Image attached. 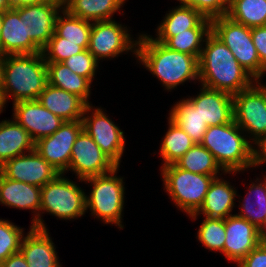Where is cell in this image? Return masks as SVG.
<instances>
[{
    "label": "cell",
    "mask_w": 266,
    "mask_h": 267,
    "mask_svg": "<svg viewBox=\"0 0 266 267\" xmlns=\"http://www.w3.org/2000/svg\"><path fill=\"white\" fill-rule=\"evenodd\" d=\"M236 196L238 197L235 187L231 186L229 181L217 177L211 183L203 205L196 213L189 216L193 220H196L197 216L201 214L204 217L226 219L232 215Z\"/></svg>",
    "instance_id": "obj_23"
},
{
    "label": "cell",
    "mask_w": 266,
    "mask_h": 267,
    "mask_svg": "<svg viewBox=\"0 0 266 267\" xmlns=\"http://www.w3.org/2000/svg\"><path fill=\"white\" fill-rule=\"evenodd\" d=\"M259 180L257 178L256 183L252 182L250 184L248 194H246L245 199L243 198V204L239 207L241 209L240 213L236 214L257 228L262 225L266 216V175H264L263 181ZM252 195L255 197L254 200H251L250 196Z\"/></svg>",
    "instance_id": "obj_34"
},
{
    "label": "cell",
    "mask_w": 266,
    "mask_h": 267,
    "mask_svg": "<svg viewBox=\"0 0 266 267\" xmlns=\"http://www.w3.org/2000/svg\"><path fill=\"white\" fill-rule=\"evenodd\" d=\"M57 15L55 33L59 37L67 39V42L79 43L84 49H88L92 22L69 14L64 8Z\"/></svg>",
    "instance_id": "obj_33"
},
{
    "label": "cell",
    "mask_w": 266,
    "mask_h": 267,
    "mask_svg": "<svg viewBox=\"0 0 266 267\" xmlns=\"http://www.w3.org/2000/svg\"><path fill=\"white\" fill-rule=\"evenodd\" d=\"M197 239L205 249L219 251L224 255L225 219L205 217L198 229Z\"/></svg>",
    "instance_id": "obj_35"
},
{
    "label": "cell",
    "mask_w": 266,
    "mask_h": 267,
    "mask_svg": "<svg viewBox=\"0 0 266 267\" xmlns=\"http://www.w3.org/2000/svg\"><path fill=\"white\" fill-rule=\"evenodd\" d=\"M251 37L257 50L260 64L266 71V26L251 28Z\"/></svg>",
    "instance_id": "obj_41"
},
{
    "label": "cell",
    "mask_w": 266,
    "mask_h": 267,
    "mask_svg": "<svg viewBox=\"0 0 266 267\" xmlns=\"http://www.w3.org/2000/svg\"><path fill=\"white\" fill-rule=\"evenodd\" d=\"M160 170L165 192L175 206L188 215L200 209L211 183L219 176L192 173L175 164L166 165Z\"/></svg>",
    "instance_id": "obj_6"
},
{
    "label": "cell",
    "mask_w": 266,
    "mask_h": 267,
    "mask_svg": "<svg viewBox=\"0 0 266 267\" xmlns=\"http://www.w3.org/2000/svg\"><path fill=\"white\" fill-rule=\"evenodd\" d=\"M37 100L64 121L82 120L85 107L88 105L78 95L49 83L46 84Z\"/></svg>",
    "instance_id": "obj_22"
},
{
    "label": "cell",
    "mask_w": 266,
    "mask_h": 267,
    "mask_svg": "<svg viewBox=\"0 0 266 267\" xmlns=\"http://www.w3.org/2000/svg\"><path fill=\"white\" fill-rule=\"evenodd\" d=\"M236 265L238 267H266V244L257 245Z\"/></svg>",
    "instance_id": "obj_40"
},
{
    "label": "cell",
    "mask_w": 266,
    "mask_h": 267,
    "mask_svg": "<svg viewBox=\"0 0 266 267\" xmlns=\"http://www.w3.org/2000/svg\"><path fill=\"white\" fill-rule=\"evenodd\" d=\"M60 173L54 180L41 187V206L39 211V229L47 230L41 217L43 213L56 216L57 219L73 220L83 216L86 210L85 191L74 181Z\"/></svg>",
    "instance_id": "obj_7"
},
{
    "label": "cell",
    "mask_w": 266,
    "mask_h": 267,
    "mask_svg": "<svg viewBox=\"0 0 266 267\" xmlns=\"http://www.w3.org/2000/svg\"><path fill=\"white\" fill-rule=\"evenodd\" d=\"M128 28L114 19L92 22L88 51L99 62L118 57L124 52H133L136 57L137 41L131 38ZM135 41V42H134Z\"/></svg>",
    "instance_id": "obj_10"
},
{
    "label": "cell",
    "mask_w": 266,
    "mask_h": 267,
    "mask_svg": "<svg viewBox=\"0 0 266 267\" xmlns=\"http://www.w3.org/2000/svg\"><path fill=\"white\" fill-rule=\"evenodd\" d=\"M211 33V19L204 18L195 28L179 33L172 37H155L157 42L163 43L168 48L200 57L206 37Z\"/></svg>",
    "instance_id": "obj_26"
},
{
    "label": "cell",
    "mask_w": 266,
    "mask_h": 267,
    "mask_svg": "<svg viewBox=\"0 0 266 267\" xmlns=\"http://www.w3.org/2000/svg\"><path fill=\"white\" fill-rule=\"evenodd\" d=\"M258 229H259V238L261 243L266 244V216L262 225Z\"/></svg>",
    "instance_id": "obj_45"
},
{
    "label": "cell",
    "mask_w": 266,
    "mask_h": 267,
    "mask_svg": "<svg viewBox=\"0 0 266 267\" xmlns=\"http://www.w3.org/2000/svg\"><path fill=\"white\" fill-rule=\"evenodd\" d=\"M226 16L249 28L266 26V0H230Z\"/></svg>",
    "instance_id": "obj_32"
},
{
    "label": "cell",
    "mask_w": 266,
    "mask_h": 267,
    "mask_svg": "<svg viewBox=\"0 0 266 267\" xmlns=\"http://www.w3.org/2000/svg\"><path fill=\"white\" fill-rule=\"evenodd\" d=\"M137 40L138 62L160 80L165 90H173L186 81H199L196 56L172 50L148 34H140Z\"/></svg>",
    "instance_id": "obj_3"
},
{
    "label": "cell",
    "mask_w": 266,
    "mask_h": 267,
    "mask_svg": "<svg viewBox=\"0 0 266 267\" xmlns=\"http://www.w3.org/2000/svg\"><path fill=\"white\" fill-rule=\"evenodd\" d=\"M24 229L8 220L0 219V263L20 251Z\"/></svg>",
    "instance_id": "obj_37"
},
{
    "label": "cell",
    "mask_w": 266,
    "mask_h": 267,
    "mask_svg": "<svg viewBox=\"0 0 266 267\" xmlns=\"http://www.w3.org/2000/svg\"><path fill=\"white\" fill-rule=\"evenodd\" d=\"M119 167L110 173L93 176L84 181L93 187L89 195H85L86 210L92 216L101 219L104 224H115L120 229L122 226V213L124 208L125 187L123 177L117 176Z\"/></svg>",
    "instance_id": "obj_5"
},
{
    "label": "cell",
    "mask_w": 266,
    "mask_h": 267,
    "mask_svg": "<svg viewBox=\"0 0 266 267\" xmlns=\"http://www.w3.org/2000/svg\"><path fill=\"white\" fill-rule=\"evenodd\" d=\"M183 6L199 11L204 17L213 19L227 14L230 0H177Z\"/></svg>",
    "instance_id": "obj_39"
},
{
    "label": "cell",
    "mask_w": 266,
    "mask_h": 267,
    "mask_svg": "<svg viewBox=\"0 0 266 267\" xmlns=\"http://www.w3.org/2000/svg\"><path fill=\"white\" fill-rule=\"evenodd\" d=\"M84 50L82 46H79V43L67 42L66 38L59 37L54 32L41 53L46 62H63Z\"/></svg>",
    "instance_id": "obj_36"
},
{
    "label": "cell",
    "mask_w": 266,
    "mask_h": 267,
    "mask_svg": "<svg viewBox=\"0 0 266 267\" xmlns=\"http://www.w3.org/2000/svg\"><path fill=\"white\" fill-rule=\"evenodd\" d=\"M93 108L95 106L93 107L92 104L85 107L82 117L83 129L91 136L102 152L120 167L125 147L124 132L118 125L114 124L109 116H106L107 114L101 107Z\"/></svg>",
    "instance_id": "obj_11"
},
{
    "label": "cell",
    "mask_w": 266,
    "mask_h": 267,
    "mask_svg": "<svg viewBox=\"0 0 266 267\" xmlns=\"http://www.w3.org/2000/svg\"><path fill=\"white\" fill-rule=\"evenodd\" d=\"M48 83L67 92L78 95L90 104L91 82L74 73L62 62H46Z\"/></svg>",
    "instance_id": "obj_27"
},
{
    "label": "cell",
    "mask_w": 266,
    "mask_h": 267,
    "mask_svg": "<svg viewBox=\"0 0 266 267\" xmlns=\"http://www.w3.org/2000/svg\"><path fill=\"white\" fill-rule=\"evenodd\" d=\"M49 0H8L9 9H17L27 5H36L47 2Z\"/></svg>",
    "instance_id": "obj_44"
},
{
    "label": "cell",
    "mask_w": 266,
    "mask_h": 267,
    "mask_svg": "<svg viewBox=\"0 0 266 267\" xmlns=\"http://www.w3.org/2000/svg\"><path fill=\"white\" fill-rule=\"evenodd\" d=\"M126 0H63V8L71 15L91 22L112 20Z\"/></svg>",
    "instance_id": "obj_25"
},
{
    "label": "cell",
    "mask_w": 266,
    "mask_h": 267,
    "mask_svg": "<svg viewBox=\"0 0 266 267\" xmlns=\"http://www.w3.org/2000/svg\"><path fill=\"white\" fill-rule=\"evenodd\" d=\"M3 110H4V109H3L2 104H1V102H0V113L3 112Z\"/></svg>",
    "instance_id": "obj_48"
},
{
    "label": "cell",
    "mask_w": 266,
    "mask_h": 267,
    "mask_svg": "<svg viewBox=\"0 0 266 267\" xmlns=\"http://www.w3.org/2000/svg\"><path fill=\"white\" fill-rule=\"evenodd\" d=\"M29 230L20 244L28 267H61L48 229L30 227Z\"/></svg>",
    "instance_id": "obj_21"
},
{
    "label": "cell",
    "mask_w": 266,
    "mask_h": 267,
    "mask_svg": "<svg viewBox=\"0 0 266 267\" xmlns=\"http://www.w3.org/2000/svg\"><path fill=\"white\" fill-rule=\"evenodd\" d=\"M0 267H28V263L24 255L19 251L0 263Z\"/></svg>",
    "instance_id": "obj_43"
},
{
    "label": "cell",
    "mask_w": 266,
    "mask_h": 267,
    "mask_svg": "<svg viewBox=\"0 0 266 267\" xmlns=\"http://www.w3.org/2000/svg\"><path fill=\"white\" fill-rule=\"evenodd\" d=\"M207 126H218L234 120L233 95L202 86L196 97H188Z\"/></svg>",
    "instance_id": "obj_18"
},
{
    "label": "cell",
    "mask_w": 266,
    "mask_h": 267,
    "mask_svg": "<svg viewBox=\"0 0 266 267\" xmlns=\"http://www.w3.org/2000/svg\"><path fill=\"white\" fill-rule=\"evenodd\" d=\"M68 68L74 73L87 78L91 83L94 80L96 69H98L99 62L94 56L85 49L84 51L74 54L65 61H63Z\"/></svg>",
    "instance_id": "obj_38"
},
{
    "label": "cell",
    "mask_w": 266,
    "mask_h": 267,
    "mask_svg": "<svg viewBox=\"0 0 266 267\" xmlns=\"http://www.w3.org/2000/svg\"><path fill=\"white\" fill-rule=\"evenodd\" d=\"M63 9V0L27 5L15 9L26 20L27 35L42 50L55 31L57 15Z\"/></svg>",
    "instance_id": "obj_15"
},
{
    "label": "cell",
    "mask_w": 266,
    "mask_h": 267,
    "mask_svg": "<svg viewBox=\"0 0 266 267\" xmlns=\"http://www.w3.org/2000/svg\"><path fill=\"white\" fill-rule=\"evenodd\" d=\"M29 133L13 120L0 121V166L8 160L34 150Z\"/></svg>",
    "instance_id": "obj_24"
},
{
    "label": "cell",
    "mask_w": 266,
    "mask_h": 267,
    "mask_svg": "<svg viewBox=\"0 0 266 267\" xmlns=\"http://www.w3.org/2000/svg\"><path fill=\"white\" fill-rule=\"evenodd\" d=\"M6 10H9L8 0H0V12L3 13Z\"/></svg>",
    "instance_id": "obj_46"
},
{
    "label": "cell",
    "mask_w": 266,
    "mask_h": 267,
    "mask_svg": "<svg viewBox=\"0 0 266 267\" xmlns=\"http://www.w3.org/2000/svg\"><path fill=\"white\" fill-rule=\"evenodd\" d=\"M82 130V120L64 121L55 133L37 140L34 149L57 171L65 174L74 142Z\"/></svg>",
    "instance_id": "obj_13"
},
{
    "label": "cell",
    "mask_w": 266,
    "mask_h": 267,
    "mask_svg": "<svg viewBox=\"0 0 266 267\" xmlns=\"http://www.w3.org/2000/svg\"><path fill=\"white\" fill-rule=\"evenodd\" d=\"M204 46L198 59L201 86L234 95L257 81L212 32L206 37Z\"/></svg>",
    "instance_id": "obj_1"
},
{
    "label": "cell",
    "mask_w": 266,
    "mask_h": 267,
    "mask_svg": "<svg viewBox=\"0 0 266 267\" xmlns=\"http://www.w3.org/2000/svg\"><path fill=\"white\" fill-rule=\"evenodd\" d=\"M233 113L234 121L245 135L251 133L248 138L253 144L266 137V85L256 81L251 87L234 94Z\"/></svg>",
    "instance_id": "obj_9"
},
{
    "label": "cell",
    "mask_w": 266,
    "mask_h": 267,
    "mask_svg": "<svg viewBox=\"0 0 266 267\" xmlns=\"http://www.w3.org/2000/svg\"><path fill=\"white\" fill-rule=\"evenodd\" d=\"M256 146L253 147V165L252 167H257L266 162V137L257 140L254 143ZM259 148V149H258Z\"/></svg>",
    "instance_id": "obj_42"
},
{
    "label": "cell",
    "mask_w": 266,
    "mask_h": 267,
    "mask_svg": "<svg viewBox=\"0 0 266 267\" xmlns=\"http://www.w3.org/2000/svg\"><path fill=\"white\" fill-rule=\"evenodd\" d=\"M48 83L46 61L41 52L1 57L0 102L37 100Z\"/></svg>",
    "instance_id": "obj_2"
},
{
    "label": "cell",
    "mask_w": 266,
    "mask_h": 267,
    "mask_svg": "<svg viewBox=\"0 0 266 267\" xmlns=\"http://www.w3.org/2000/svg\"><path fill=\"white\" fill-rule=\"evenodd\" d=\"M157 27V37H172L195 28L205 17L196 9L178 5L168 11Z\"/></svg>",
    "instance_id": "obj_29"
},
{
    "label": "cell",
    "mask_w": 266,
    "mask_h": 267,
    "mask_svg": "<svg viewBox=\"0 0 266 267\" xmlns=\"http://www.w3.org/2000/svg\"><path fill=\"white\" fill-rule=\"evenodd\" d=\"M211 32L228 47L238 63L260 81L266 71L260 64L251 28L224 15L211 19Z\"/></svg>",
    "instance_id": "obj_8"
},
{
    "label": "cell",
    "mask_w": 266,
    "mask_h": 267,
    "mask_svg": "<svg viewBox=\"0 0 266 267\" xmlns=\"http://www.w3.org/2000/svg\"><path fill=\"white\" fill-rule=\"evenodd\" d=\"M182 130H184L195 144L202 142L203 136L208 128L205 121L202 120L194 104L187 98L177 102L172 107L169 117Z\"/></svg>",
    "instance_id": "obj_28"
},
{
    "label": "cell",
    "mask_w": 266,
    "mask_h": 267,
    "mask_svg": "<svg viewBox=\"0 0 266 267\" xmlns=\"http://www.w3.org/2000/svg\"><path fill=\"white\" fill-rule=\"evenodd\" d=\"M0 56L33 54L42 50L27 35L26 20L15 9L2 13Z\"/></svg>",
    "instance_id": "obj_19"
},
{
    "label": "cell",
    "mask_w": 266,
    "mask_h": 267,
    "mask_svg": "<svg viewBox=\"0 0 266 267\" xmlns=\"http://www.w3.org/2000/svg\"><path fill=\"white\" fill-rule=\"evenodd\" d=\"M177 167L196 174L218 175L225 172L216 162L214 156L201 144L192 146L179 160L174 163Z\"/></svg>",
    "instance_id": "obj_31"
},
{
    "label": "cell",
    "mask_w": 266,
    "mask_h": 267,
    "mask_svg": "<svg viewBox=\"0 0 266 267\" xmlns=\"http://www.w3.org/2000/svg\"><path fill=\"white\" fill-rule=\"evenodd\" d=\"M41 187L15 181L0 173V203L17 209L33 210L31 227L39 228Z\"/></svg>",
    "instance_id": "obj_20"
},
{
    "label": "cell",
    "mask_w": 266,
    "mask_h": 267,
    "mask_svg": "<svg viewBox=\"0 0 266 267\" xmlns=\"http://www.w3.org/2000/svg\"><path fill=\"white\" fill-rule=\"evenodd\" d=\"M0 173L6 178L38 187H43L60 174L35 149L5 162Z\"/></svg>",
    "instance_id": "obj_14"
},
{
    "label": "cell",
    "mask_w": 266,
    "mask_h": 267,
    "mask_svg": "<svg viewBox=\"0 0 266 267\" xmlns=\"http://www.w3.org/2000/svg\"><path fill=\"white\" fill-rule=\"evenodd\" d=\"M168 124V131L162 138L159 151L164 162L161 167L174 164L195 145L190 136L170 118L168 119Z\"/></svg>",
    "instance_id": "obj_30"
},
{
    "label": "cell",
    "mask_w": 266,
    "mask_h": 267,
    "mask_svg": "<svg viewBox=\"0 0 266 267\" xmlns=\"http://www.w3.org/2000/svg\"><path fill=\"white\" fill-rule=\"evenodd\" d=\"M118 167L91 136L83 129L74 142L68 170L76 173L79 182L87 178L104 175Z\"/></svg>",
    "instance_id": "obj_12"
},
{
    "label": "cell",
    "mask_w": 266,
    "mask_h": 267,
    "mask_svg": "<svg viewBox=\"0 0 266 267\" xmlns=\"http://www.w3.org/2000/svg\"><path fill=\"white\" fill-rule=\"evenodd\" d=\"M225 233L224 256L237 264L261 243L259 229L236 214L225 219Z\"/></svg>",
    "instance_id": "obj_17"
},
{
    "label": "cell",
    "mask_w": 266,
    "mask_h": 267,
    "mask_svg": "<svg viewBox=\"0 0 266 267\" xmlns=\"http://www.w3.org/2000/svg\"><path fill=\"white\" fill-rule=\"evenodd\" d=\"M12 116L34 142L52 135L64 123V120L46 109L38 100L13 103Z\"/></svg>",
    "instance_id": "obj_16"
},
{
    "label": "cell",
    "mask_w": 266,
    "mask_h": 267,
    "mask_svg": "<svg viewBox=\"0 0 266 267\" xmlns=\"http://www.w3.org/2000/svg\"><path fill=\"white\" fill-rule=\"evenodd\" d=\"M2 24H3L2 13L0 12V34H1V30H2Z\"/></svg>",
    "instance_id": "obj_47"
},
{
    "label": "cell",
    "mask_w": 266,
    "mask_h": 267,
    "mask_svg": "<svg viewBox=\"0 0 266 267\" xmlns=\"http://www.w3.org/2000/svg\"><path fill=\"white\" fill-rule=\"evenodd\" d=\"M244 134L233 120L227 124L208 126L200 144L211 152L225 172L236 174L253 165V144Z\"/></svg>",
    "instance_id": "obj_4"
}]
</instances>
